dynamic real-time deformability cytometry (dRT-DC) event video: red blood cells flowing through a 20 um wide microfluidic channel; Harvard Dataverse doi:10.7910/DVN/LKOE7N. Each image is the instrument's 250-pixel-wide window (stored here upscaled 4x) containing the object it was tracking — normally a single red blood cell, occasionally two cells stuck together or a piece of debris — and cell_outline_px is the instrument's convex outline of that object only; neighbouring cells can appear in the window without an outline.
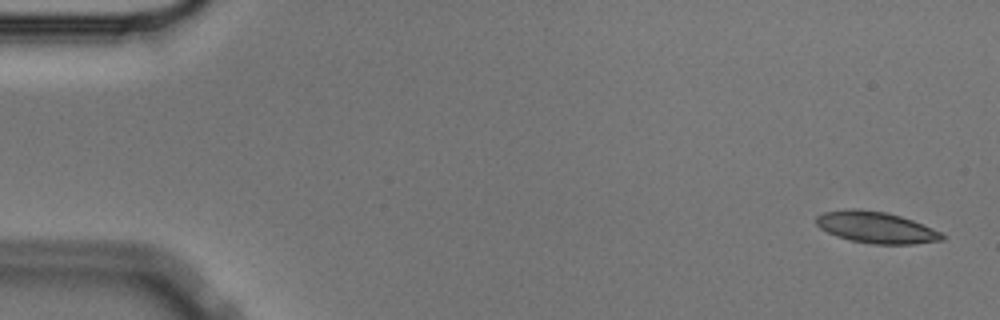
{"species": "Egyptian fruit bat (a non-hibernating species)", "species_latin": "Rousettus aegyptiacus", "temperature_condition": "cold", "stored_images_in_passage": 56, "camera_frame_rate_fps": 3000, "um_per_image_px": 0.085, "animal": {"sex": "male"}, "frame": {"image": 1, "passage_image": 2, "time_ms": 0.333, "image_size_px": [1000, 320], "cell_outline_px": [[944, 240], [916, 244], [872, 244], [852, 240], [836, 236], [820, 228], [816, 224], [816, 216], [824, 212], [848, 208], [856, 208], [884, 212], [900, 216], [912, 220], [932, 228], [940, 232], [944, 236]], "centroid_in_image_um": [74.45, 19.33], "position_along_channel_um": 10.5, "area_um2": 23.0}}
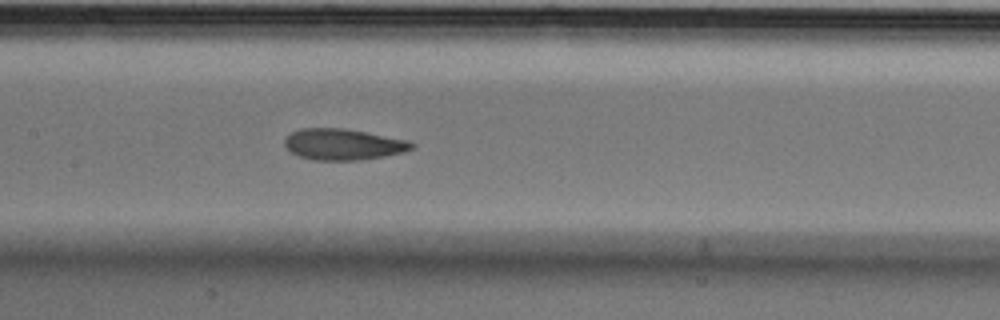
{"frame": {"image": 2, "passage_image": 27, "time_ms": 8.667, "image_size_px": [1000, 320], "cell_outline_px": [[416, 148], [404, 152], [384, 156], [360, 160], [312, 160], [288, 152], [284, 144], [284, 140], [292, 132], [300, 128], [344, 128], [408, 140], [416, 144]], "centroid_in_image_um": [29.17, 12.27], "position_along_channel_um": 178.2, "area_um2": 23.24}}
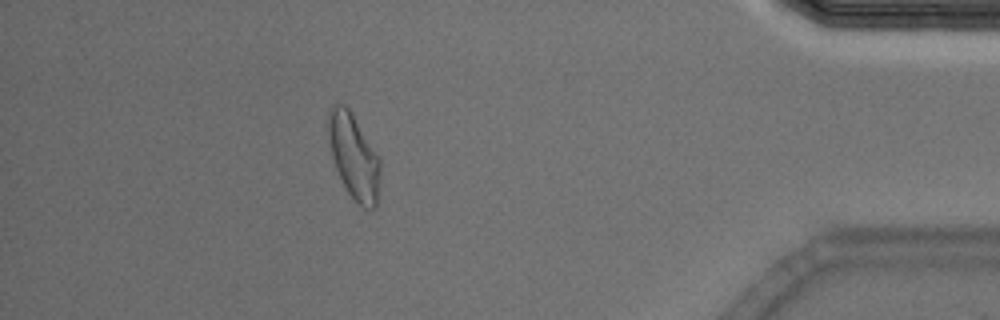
{"frame": {"image": 3, "passage_image": 50, "time_ms": 16.333, "image_size_px": [1000, 320], "cell_outline_px": [[380, 184], [376, 208], [364, 208], [348, 192], [336, 168], [332, 156], [328, 132], [328, 112], [332, 104], [344, 104], [348, 108], [380, 160]], "centroid_in_image_um": [30.08, 13.31], "position_along_channel_um": 405.1, "area_um2": 25.09}, "authors_computed_cell_mechanics": {"area_um2": 23.5824, "velocity_mm_per_s": 3.5464, "shape_relaxation_time_tau1_ms": 7.6289, "shape_relaxation_time_tau2_ms": 2.0245, "deformation_change_tau1": 0.1703, "deformation_change_tau2": 0.0819}}